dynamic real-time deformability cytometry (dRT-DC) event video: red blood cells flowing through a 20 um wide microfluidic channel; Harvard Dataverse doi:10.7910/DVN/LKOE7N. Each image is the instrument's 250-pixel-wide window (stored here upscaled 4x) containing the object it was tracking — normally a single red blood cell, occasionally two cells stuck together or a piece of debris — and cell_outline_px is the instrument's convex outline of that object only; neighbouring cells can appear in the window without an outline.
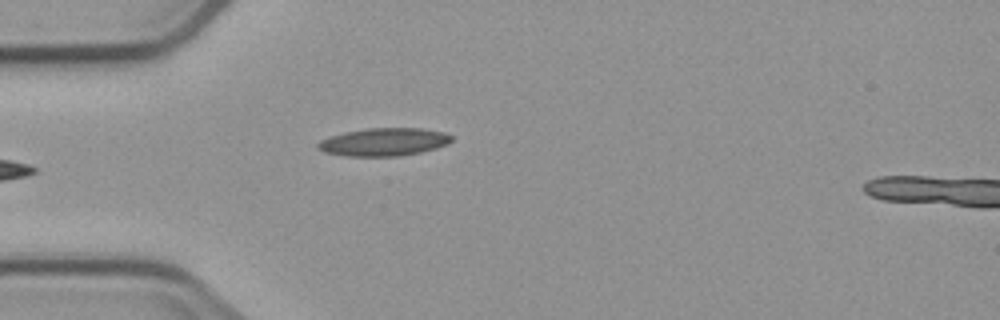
{"species": "common noctule bat (a hibernating species)", "species_latin": "Nyctalus noctula", "temperature_condition": "cold", "stored_images_in_passage": 5, "camera_frame_rate_fps": 3000, "um_per_image_px": 0.085, "animal": {"sex": "male", "body_mass_g": 23.1, "forearm_length_mm": 52.7}, "frame": {"image": 1, "passage_image": 5, "time_ms": 4.667, "image_size_px": [1000, 320], "cell_outline_px": [[452, 140], [448, 144], [436, 148], [420, 152], [400, 156], [348, 156], [324, 152], [316, 148], [316, 144], [320, 140], [344, 132], [368, 128], [420, 128], [444, 132], [452, 136]], "centroid_in_image_um": [32.62, 12.07], "position_along_channel_um": 52.4, "area_um2": 21.73}}